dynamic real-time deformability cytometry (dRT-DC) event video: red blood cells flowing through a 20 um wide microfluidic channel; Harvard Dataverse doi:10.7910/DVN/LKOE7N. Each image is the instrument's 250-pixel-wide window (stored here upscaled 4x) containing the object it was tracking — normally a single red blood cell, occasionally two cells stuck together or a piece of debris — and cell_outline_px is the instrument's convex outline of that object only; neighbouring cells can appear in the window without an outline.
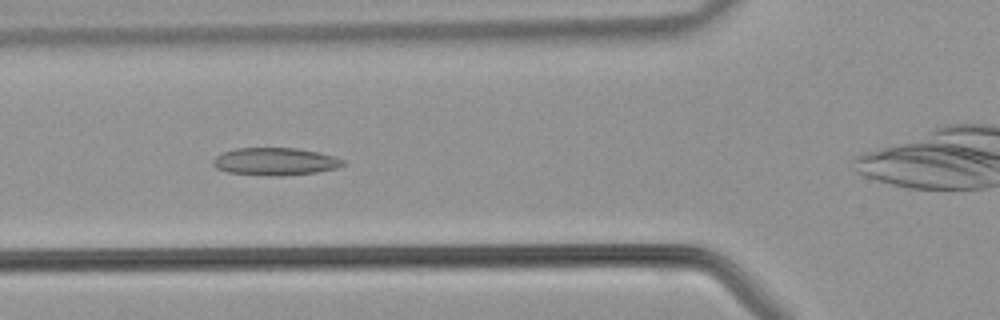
{"species": "common noctule bat (a hibernating species)", "species_latin": "Nyctalus noctula", "temperature_condition": "warm", "stored_images_in_passage": 22, "camera_frame_rate_fps": 3000, "um_per_image_px": 0.085, "animal": {"sex": "male", "body_mass_g": 21.5, "forearm_length_mm": 52.0}, "frame": {"image": 1, "passage_image": 3, "time_ms": 0.667, "image_size_px": [1000, 320], "cell_outline_px": [[344, 164], [336, 168], [316, 172], [284, 176], [272, 176], [228, 172], [216, 168], [212, 164], [212, 160], [216, 156], [224, 152], [236, 148], [296, 148], [316, 152], [332, 156], [344, 160]], "centroid_in_image_um": [23.35, 13.73], "position_along_channel_um": 102.4, "area_um2": 20.69}}
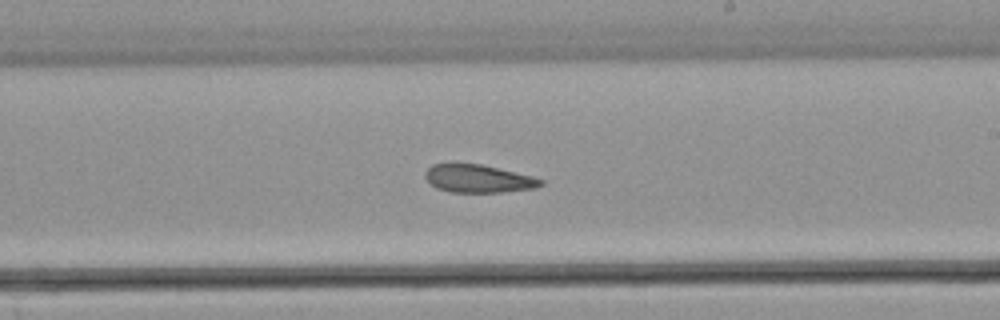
{"frame": {"image": 2, "passage_image": 12, "time_ms": 3.667, "image_size_px": [1000, 320], "cell_outline_px": [[544, 184], [536, 188], [500, 192], [448, 192], [436, 188], [424, 176], [424, 172], [432, 164], [480, 164], [532, 176], [544, 180]], "centroid_in_image_um": [40.65, 15.19], "position_along_channel_um": 248.3, "area_um2": 18.67}}
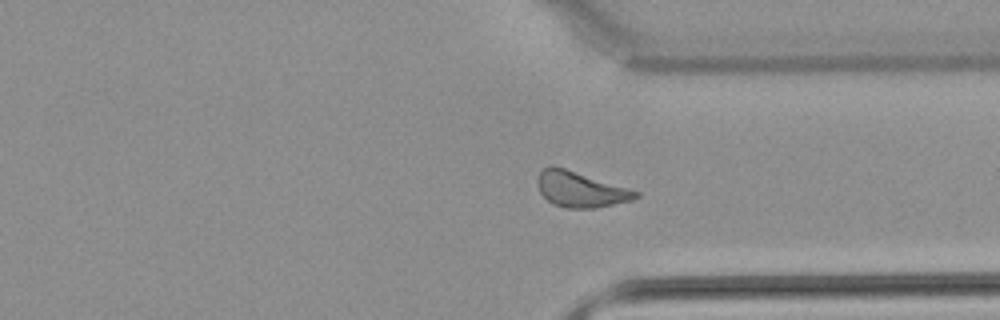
{"frame": {"image": 3, "passage_image": 19, "time_ms": 6.0, "image_size_px": [1000, 320], "cell_outline_px": [[640, 196], [632, 200], [596, 208], [568, 208], [552, 204], [540, 192], [536, 184], [536, 180], [540, 172], [544, 168], [564, 168], [628, 188], [640, 192]], "centroid_in_image_um": [49.35, 16.13], "position_along_channel_um": 362.0, "area_um2": 19.94}}